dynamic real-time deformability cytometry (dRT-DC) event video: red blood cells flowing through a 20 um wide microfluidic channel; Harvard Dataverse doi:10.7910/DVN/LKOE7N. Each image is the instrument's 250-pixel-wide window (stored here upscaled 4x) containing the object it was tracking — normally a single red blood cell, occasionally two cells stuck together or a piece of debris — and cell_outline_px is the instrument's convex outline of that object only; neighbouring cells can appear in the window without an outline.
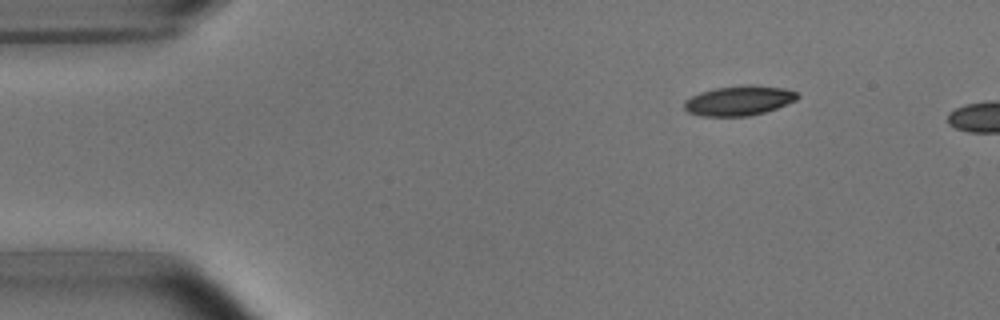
{"species": "common noctule bat (a hibernating species)", "species_latin": "Nyctalus noctula", "temperature_condition": "room temperature", "stored_images_in_passage": 2, "camera_frame_rate_fps": 3000, "um_per_image_px": 0.085, "animal": {"sex": "male", "body_mass_g": 15.6}, "frame": {"image": 1, "passage_image": 1, "time_ms": 0.0, "image_size_px": [1000, 320], "cell_outline_px": [[800, 96], [796, 100], [776, 108], [764, 112], [748, 116], [700, 116], [688, 112], [684, 108], [684, 100], [700, 92], [716, 88], [744, 84], [752, 84], [784, 88], [796, 92]], "centroid_in_image_um": [62.8, 8.54], "position_along_channel_um": 22.2, "area_um2": 19.71}}